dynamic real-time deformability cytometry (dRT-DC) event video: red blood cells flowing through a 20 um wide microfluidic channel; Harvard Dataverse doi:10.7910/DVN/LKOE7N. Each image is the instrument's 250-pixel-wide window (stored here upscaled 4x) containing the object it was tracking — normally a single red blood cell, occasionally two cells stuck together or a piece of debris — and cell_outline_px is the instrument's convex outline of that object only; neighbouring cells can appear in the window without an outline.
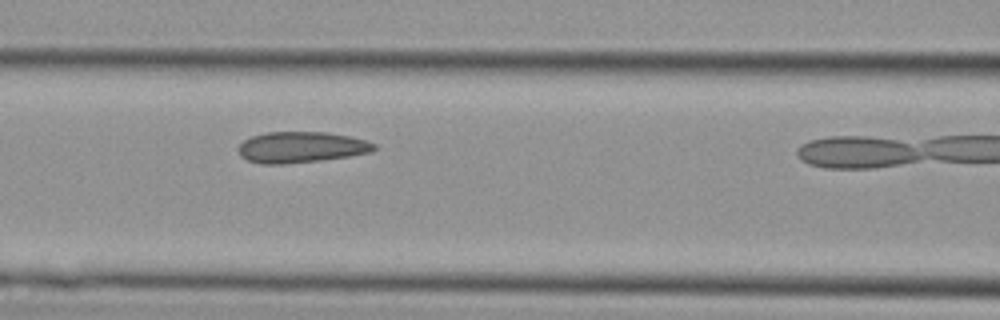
{"species": "Egyptian fruit bat (a non-hibernating species)", "species_latin": "Rousettus aegyptiacus", "temperature_condition": "cold", "stored_images_in_passage": 11, "camera_frame_rate_fps": 3000, "um_per_image_px": 0.085, "animal": {"sex": "female"}, "frame": {"image": 1, "passage_image": 10, "time_ms": 3.0, "image_size_px": [1000, 320], "cell_outline_px": [[376, 148], [372, 152], [348, 156], [320, 160], [284, 164], [264, 164], [248, 160], [240, 156], [240, 144], [244, 140], [252, 136], [268, 132], [328, 132], [348, 136], [364, 140], [376, 144]], "centroid_in_image_um": [25.61, 12.51], "position_along_channel_um": 141.0, "area_um2": 24.28}}